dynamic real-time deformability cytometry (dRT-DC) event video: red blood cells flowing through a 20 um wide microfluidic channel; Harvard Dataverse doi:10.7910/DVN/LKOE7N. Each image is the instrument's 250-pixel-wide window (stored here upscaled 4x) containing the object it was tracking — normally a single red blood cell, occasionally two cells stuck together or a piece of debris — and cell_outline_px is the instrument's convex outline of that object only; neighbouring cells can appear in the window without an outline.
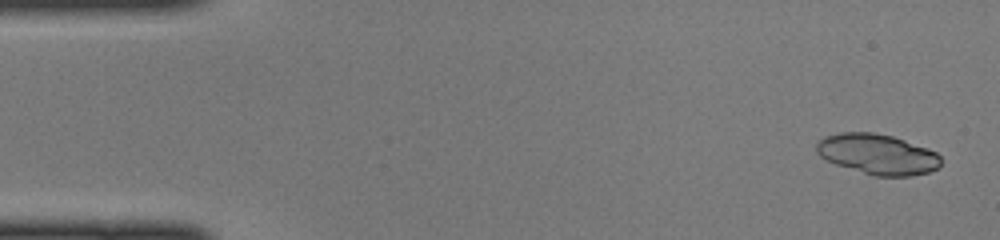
{"species": "common noctule bat (a hibernating species)", "species_latin": "Nyctalus noctula", "temperature_condition": "cold", "stored_images_in_passage": 46, "segment_of_instrument_passage": [1, 2], "camera_frame_rate_fps": 3000, "um_per_image_px": 0.085, "animal": {"sex": "female", "body_mass_g": 22.0, "forearm_length_mm": 56.7}, "frame": {"image": 1, "passage_image": 2, "time_ms": 0.333, "image_size_px": [1000, 240], "cell_outline_px": [[940, 164], [936, 168], [928, 172], [912, 176], [872, 176], [836, 164], [820, 156], [816, 152], [816, 144], [824, 136], [840, 132], [872, 132], [892, 136], [928, 148], [936, 152], [940, 156]], "centroid_in_image_um": [74.58, 13.11], "position_along_channel_um": 10.4, "area_um2": 29.25}}